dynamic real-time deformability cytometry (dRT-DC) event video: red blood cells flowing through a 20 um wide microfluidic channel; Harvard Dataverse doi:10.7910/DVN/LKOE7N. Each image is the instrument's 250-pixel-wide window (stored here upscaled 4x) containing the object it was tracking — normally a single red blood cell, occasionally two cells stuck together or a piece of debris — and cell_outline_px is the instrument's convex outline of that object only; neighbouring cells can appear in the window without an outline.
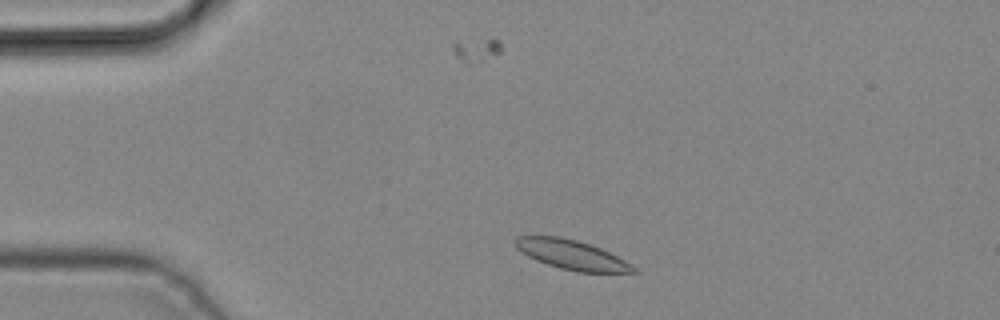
{"species": "common noctule bat (a hibernating species)", "species_latin": "Nyctalus noctula", "temperature_condition": "cold", "stored_images_in_passage": 2, "camera_frame_rate_fps": 3000, "um_per_image_px": 0.085, "animal": {"sex": "male", "body_mass_g": 19.2, "forearm_length_mm": 51.8}, "frame": {"image": 1, "passage_image": 1, "time_ms": 0.0, "image_size_px": [1000, 320], "cell_outline_px": [[640, 272], [576, 272], [560, 268], [536, 260], [528, 256], [516, 248], [512, 244], [512, 240], [516, 236], [560, 236], [592, 244], [624, 260], [636, 268]], "centroid_in_image_um": [48.53, 21.64], "position_along_channel_um": 36.5, "area_um2": 20.29}}